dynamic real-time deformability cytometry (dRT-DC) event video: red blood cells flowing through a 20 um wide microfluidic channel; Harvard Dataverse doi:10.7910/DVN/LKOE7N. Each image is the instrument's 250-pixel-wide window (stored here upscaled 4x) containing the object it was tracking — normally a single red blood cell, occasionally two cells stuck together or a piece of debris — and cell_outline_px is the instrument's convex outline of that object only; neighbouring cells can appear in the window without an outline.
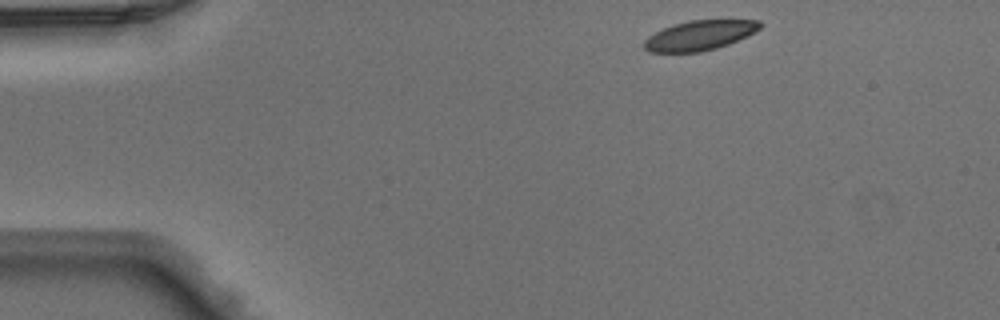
{"species": "Egyptian fruit bat (a non-hibernating species)", "species_latin": "Rousettus aegyptiacus", "temperature_condition": "warm", "stored_images_in_passage": 42, "camera_frame_rate_fps": 3000, "um_per_image_px": 0.085, "animal": {"sex": "male"}, "frame": {"image": 1, "passage_image": 1, "time_ms": 0.0, "image_size_px": [1000, 320], "cell_outline_px": [[764, 24], [760, 28], [728, 44], [716, 48], [700, 52], [648, 52], [644, 48], [644, 40], [648, 36], [664, 28], [688, 20], [760, 20]], "centroid_in_image_um": [59.44, 3.0], "position_along_channel_um": 25.6, "area_um2": 19.83}}
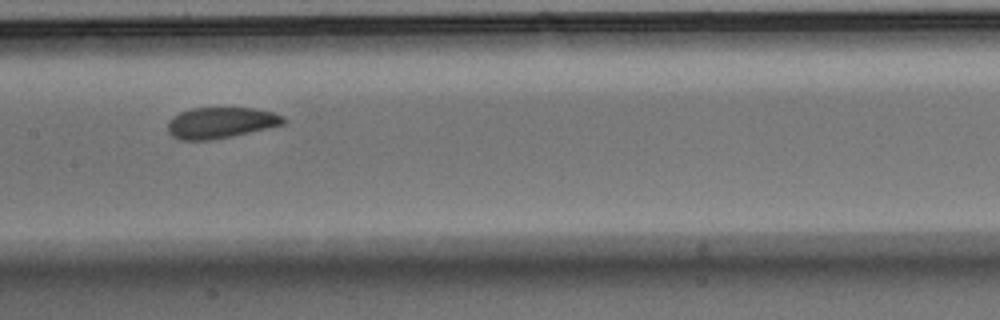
{"frame": {"image": 2, "passage_image": 18, "time_ms": 5.667, "image_size_px": [1000, 320], "cell_outline_px": [[288, 120], [284, 124], [268, 128], [232, 136], [212, 140], [180, 140], [172, 136], [168, 132], [168, 120], [172, 116], [180, 112], [192, 108], [256, 108], [272, 112], [284, 116]], "centroid_in_image_um": [18.76, 10.43], "position_along_channel_um": 188.6, "area_um2": 21.1}}
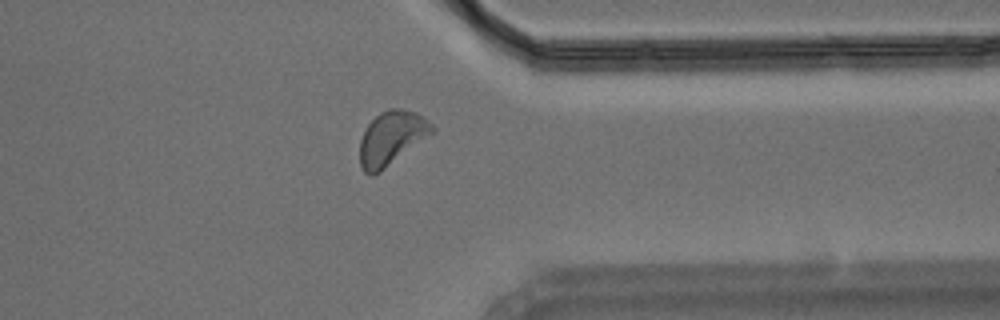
{"frame": {"image": 3, "passage_image": 32, "time_ms": 10.333, "image_size_px": [1000, 320], "cell_outline_px": [[436, 132], [380, 172], [372, 176], [368, 176], [364, 172], [360, 164], [360, 140], [364, 128], [380, 112], [388, 108], [400, 108], [416, 112], [428, 120], [436, 128]], "centroid_in_image_um": [33.3, 11.74], "position_along_channel_um": 378.1, "area_um2": 23.12}}